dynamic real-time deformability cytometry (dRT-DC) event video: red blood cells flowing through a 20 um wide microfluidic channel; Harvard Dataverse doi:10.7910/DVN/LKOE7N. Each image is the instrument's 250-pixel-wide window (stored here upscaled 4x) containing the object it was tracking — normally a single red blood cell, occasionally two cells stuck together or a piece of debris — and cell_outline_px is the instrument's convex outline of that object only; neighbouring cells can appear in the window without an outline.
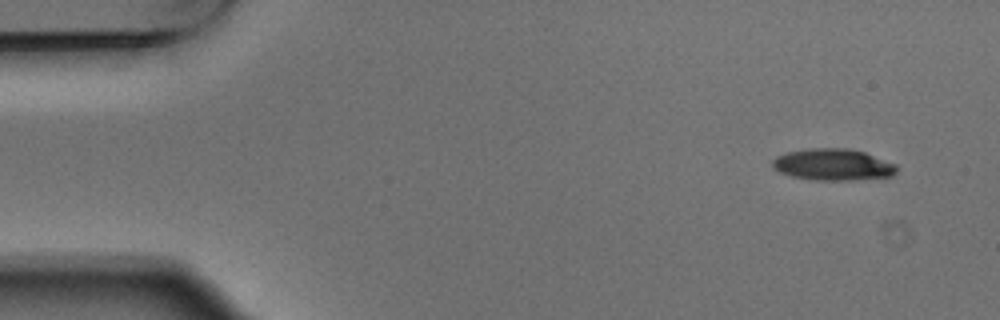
{"species": "Egyptian fruit bat (a non-hibernating species)", "species_latin": "Rousettus aegyptiacus", "temperature_condition": "warm", "stored_images_in_passage": 3, "camera_frame_rate_fps": 3000, "um_per_image_px": 0.085, "animal": {"sex": "male"}, "frame": {"image": 1, "passage_image": 1, "time_ms": 0.0, "image_size_px": [1000, 320], "cell_outline_px": [[896, 172], [892, 176], [852, 180], [812, 180], [792, 176], [780, 172], [772, 168], [772, 160], [776, 156], [788, 152], [812, 148], [848, 148], [864, 152], [896, 164]], "centroid_in_image_um": [70.78, 13.99], "position_along_channel_um": 14.2, "area_um2": 22.83}}